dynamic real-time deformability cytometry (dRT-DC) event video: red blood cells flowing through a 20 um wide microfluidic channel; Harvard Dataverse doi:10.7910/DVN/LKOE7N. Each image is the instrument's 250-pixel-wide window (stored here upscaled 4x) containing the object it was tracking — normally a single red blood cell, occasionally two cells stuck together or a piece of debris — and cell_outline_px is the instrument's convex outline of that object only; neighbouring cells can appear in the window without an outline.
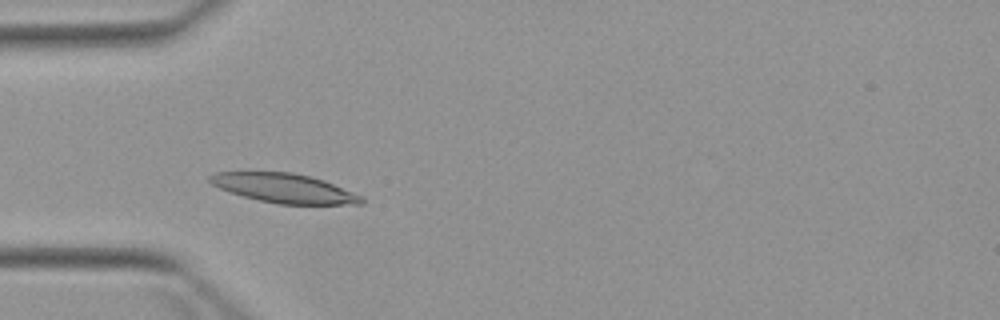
{"species": "Egyptian fruit bat (a non-hibernating species)", "species_latin": "Rousettus aegyptiacus", "temperature_condition": "warm", "stored_images_in_passage": 3, "camera_frame_rate_fps": 3000, "um_per_image_px": 0.085, "animal": {"sex": "female"}, "frame": {"image": 1, "passage_image": 1, "time_ms": 0.0, "image_size_px": [1000, 320], "cell_outline_px": [[364, 204], [280, 204], [260, 200], [244, 196], [220, 188], [212, 184], [208, 180], [208, 176], [216, 172], [292, 172], [312, 176], [324, 180], [364, 196]], "centroid_in_image_um": [24.21, 15.99], "position_along_channel_um": 60.8, "area_um2": 25.78}}
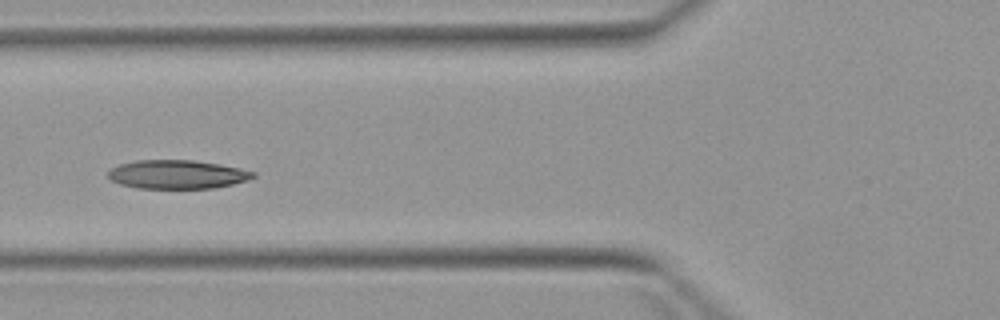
{"frame": {"image": 2, "passage_image": 2, "time_ms": 1.333, "image_size_px": [1000, 320], "cell_outline_px": [[256, 176], [248, 180], [216, 188], [136, 188], [120, 184], [112, 180], [108, 176], [108, 172], [112, 168], [120, 164], [136, 160], [196, 160], [220, 164], [240, 168], [256, 172]], "centroid_in_image_um": [15.09, 14.82], "position_along_channel_um": 110.7, "area_um2": 24.33}}
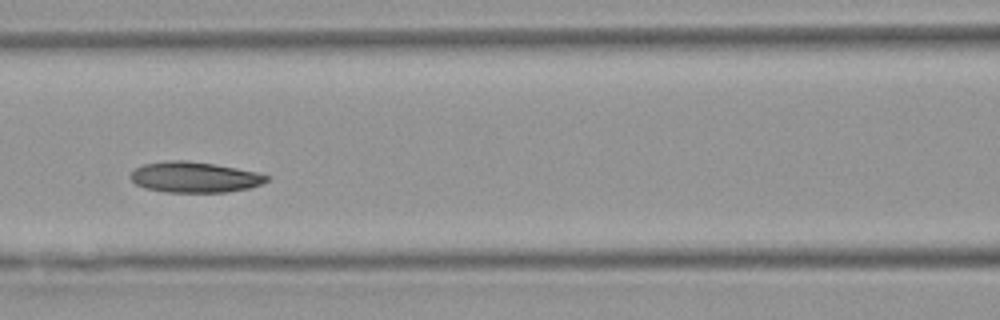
{"frame": {"image": 3, "passage_image": 3, "time_ms": 2.333, "image_size_px": [1000, 320], "cell_outline_px": [[268, 180], [260, 184], [248, 188], [228, 192], [164, 192], [144, 188], [136, 184], [132, 180], [132, 172], [136, 168], [144, 164], [168, 160], [184, 160], [212, 164], [236, 168], [256, 172], [268, 176]], "centroid_in_image_um": [16.52, 15.06], "position_along_channel_um": 150.1, "area_um2": 24.04}}